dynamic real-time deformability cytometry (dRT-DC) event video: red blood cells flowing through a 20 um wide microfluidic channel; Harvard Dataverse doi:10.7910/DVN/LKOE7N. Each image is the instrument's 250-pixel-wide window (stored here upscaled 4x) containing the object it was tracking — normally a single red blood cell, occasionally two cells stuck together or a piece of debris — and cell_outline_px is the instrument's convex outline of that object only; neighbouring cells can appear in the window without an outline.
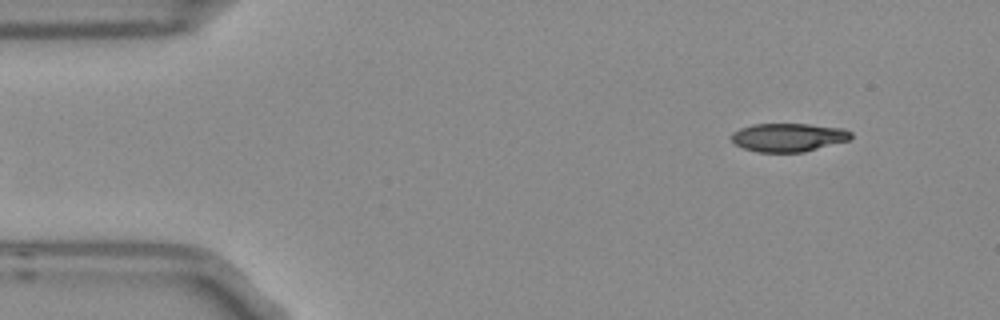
{"species": "Egyptian fruit bat (a non-hibernating species)", "species_latin": "Rousettus aegyptiacus", "temperature_condition": "room temperature", "stored_images_in_passage": 5, "camera_frame_rate_fps": 3000, "um_per_image_px": 0.085, "frame": {"image": 1, "passage_image": 5, "time_ms": 1.333, "image_size_px": [1000, 320], "cell_outline_px": [[852, 136], [848, 140], [804, 152], [756, 152], [744, 148], [736, 144], [728, 136], [732, 132], [740, 128], [752, 124], [808, 124], [844, 128], [852, 132]], "centroid_in_image_um": [66.98, 11.67], "position_along_channel_um": 18.0, "area_um2": 19.88}}